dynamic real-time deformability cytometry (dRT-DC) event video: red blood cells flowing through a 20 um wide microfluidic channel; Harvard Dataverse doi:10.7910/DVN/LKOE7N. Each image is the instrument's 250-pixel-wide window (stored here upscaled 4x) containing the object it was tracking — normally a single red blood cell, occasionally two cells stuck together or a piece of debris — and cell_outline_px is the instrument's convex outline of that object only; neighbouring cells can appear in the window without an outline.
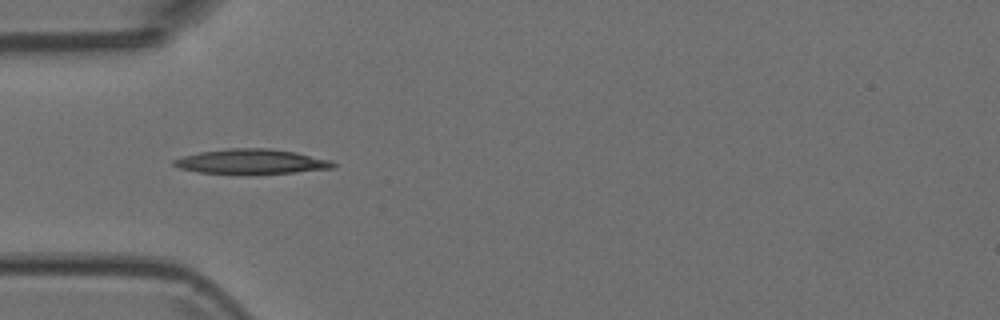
{"species": "Egyptian fruit bat (a non-hibernating species)", "species_latin": "Rousettus aegyptiacus", "temperature_condition": "room temperature", "stored_images_in_passage": 7, "camera_frame_rate_fps": 3000, "um_per_image_px": 0.085, "animal": {"sex": "female"}, "frame": {"image": 1, "passage_image": 5, "time_ms": 1.333, "image_size_px": [1000, 320], "cell_outline_px": [[336, 168], [292, 172], [200, 172], [180, 168], [172, 164], [172, 160], [184, 156], [200, 152], [228, 148], [268, 148], [296, 152], [332, 160], [336, 164]], "centroid_in_image_um": [21.42, 13.7], "position_along_channel_um": 63.6, "area_um2": 22.31}}
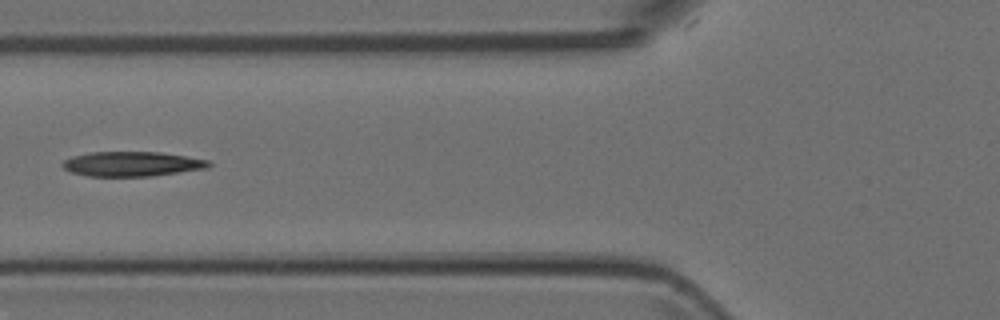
{"frame": {"image": 2, "passage_image": 6, "time_ms": 1.667, "image_size_px": [1000, 320], "cell_outline_px": [[212, 164], [208, 168], [152, 176], [88, 176], [72, 172], [64, 168], [60, 164], [64, 160], [72, 156], [88, 152], [160, 152], [208, 160]], "centroid_in_image_um": [11.2, 13.93], "position_along_channel_um": 114.6, "area_um2": 21.04}}
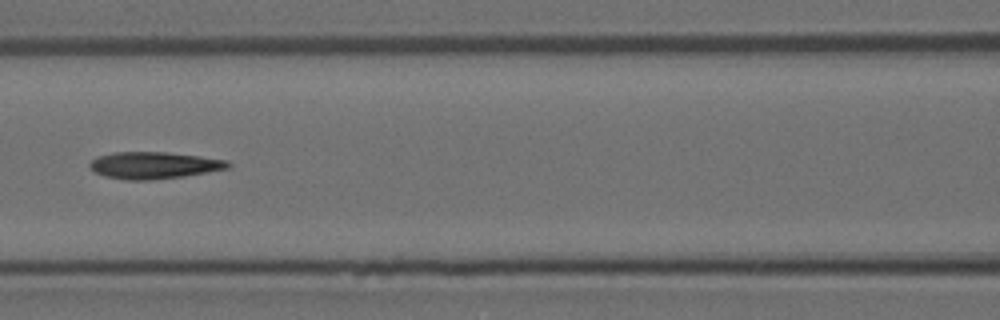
{"frame": {"image": 3, "passage_image": 7, "time_ms": 2.0, "image_size_px": [1000, 320], "cell_outline_px": [[232, 164], [228, 168], [184, 176], [152, 180], [124, 180], [104, 176], [96, 172], [88, 164], [96, 156], [112, 152], [168, 152], [200, 156], [228, 160]], "centroid_in_image_um": [13.08, 14.04], "position_along_channel_um": 153.5, "area_um2": 21.73}}